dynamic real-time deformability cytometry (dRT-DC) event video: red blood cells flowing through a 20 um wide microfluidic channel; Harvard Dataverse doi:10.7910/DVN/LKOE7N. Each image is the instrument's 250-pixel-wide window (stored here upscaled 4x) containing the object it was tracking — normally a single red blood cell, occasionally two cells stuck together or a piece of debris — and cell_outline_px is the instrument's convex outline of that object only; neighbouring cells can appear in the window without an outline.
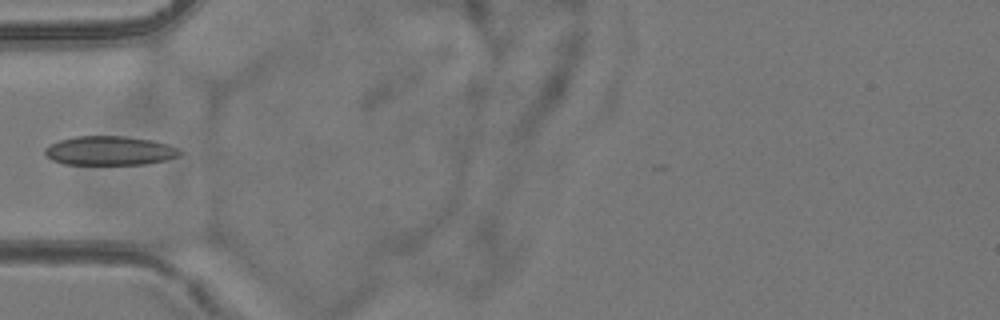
{"species": "common noctule bat (a hibernating species)", "species_latin": "Nyctalus noctula", "temperature_condition": "room temperature", "stored_images_in_passage": 5, "camera_frame_rate_fps": 3000, "um_per_image_px": 0.085, "animal": {"sex": "female", "body_mass_g": 24.6, "forearm_length_mm": 56.2}, "frame": {"image": 1, "passage_image": 5, "time_ms": 4.667, "image_size_px": [1000, 320], "cell_outline_px": [[184, 152], [180, 156], [168, 160], [144, 164], [64, 164], [52, 160], [44, 152], [44, 148], [48, 144], [60, 140], [76, 136], [124, 136], [152, 140], [168, 144]], "centroid_in_image_um": [9.34, 12.81], "position_along_channel_um": 75.7, "area_um2": 23.0}}